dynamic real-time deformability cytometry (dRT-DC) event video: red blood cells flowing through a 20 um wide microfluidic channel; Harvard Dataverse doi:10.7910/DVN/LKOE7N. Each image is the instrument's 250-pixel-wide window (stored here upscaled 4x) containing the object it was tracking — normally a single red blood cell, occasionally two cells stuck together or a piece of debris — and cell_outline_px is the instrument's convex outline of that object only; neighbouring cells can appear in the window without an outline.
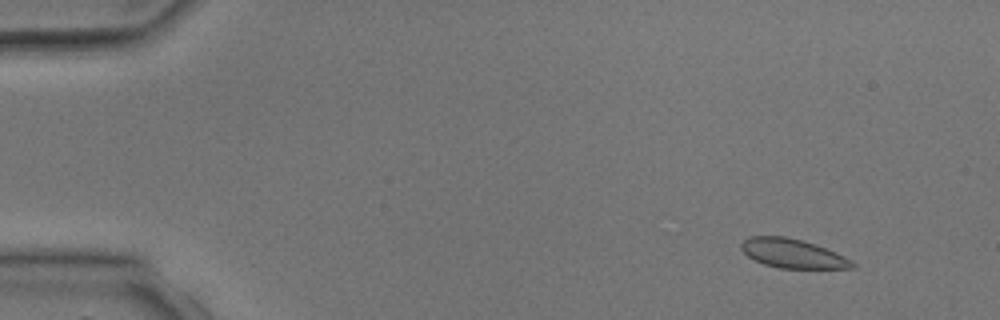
{"species": "common noctule bat (a hibernating species)", "species_latin": "Nyctalus noctula", "temperature_condition": "room temperature", "stored_images_in_passage": 4, "camera_frame_rate_fps": 3000, "um_per_image_px": 0.085, "animal": {"sex": "male", "body_mass_g": 17.9, "forearm_length_mm": 54.2}, "frame": {"image": 1, "passage_image": 2, "time_ms": 1.0, "image_size_px": [1000, 320], "cell_outline_px": [[856, 268], [780, 268], [764, 264], [748, 256], [740, 248], [740, 244], [748, 236], [784, 236], [800, 240], [836, 252], [852, 260], [856, 264]], "centroid_in_image_um": [67.37, 21.55], "position_along_channel_um": 17.6, "area_um2": 18.61}}
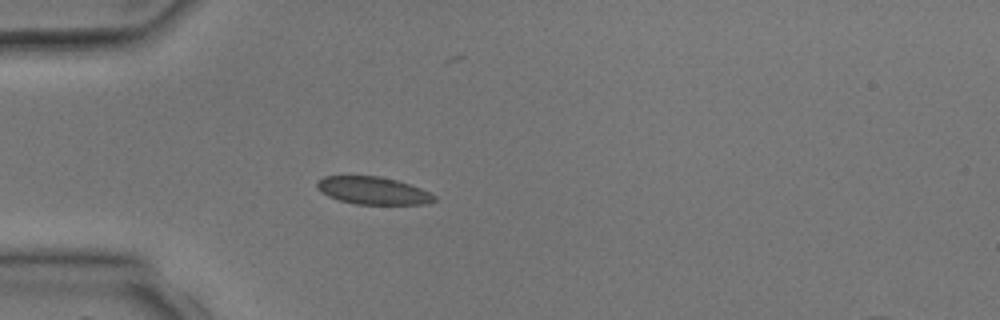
{"frame": {"image": 2, "passage_image": 4, "time_ms": 3.667, "image_size_px": [1000, 320], "cell_outline_px": [[436, 200], [424, 204], [356, 204], [340, 200], [328, 196], [320, 192], [316, 188], [316, 184], [324, 176], [380, 176], [396, 180], [420, 188], [436, 196]], "centroid_in_image_um": [31.68, 16.2], "position_along_channel_um": 53.3, "area_um2": 18.67}}